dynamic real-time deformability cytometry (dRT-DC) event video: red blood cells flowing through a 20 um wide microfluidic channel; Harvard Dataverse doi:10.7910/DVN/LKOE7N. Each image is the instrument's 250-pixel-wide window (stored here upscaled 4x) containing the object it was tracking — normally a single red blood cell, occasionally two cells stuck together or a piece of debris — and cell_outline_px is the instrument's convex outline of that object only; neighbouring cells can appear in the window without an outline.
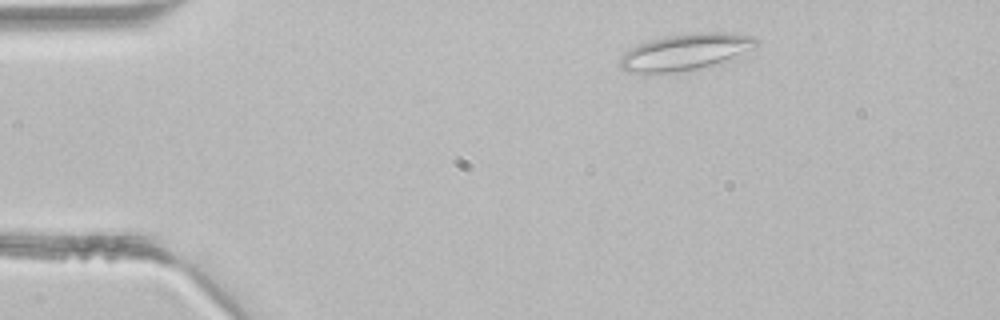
{"species": "common noctule bat (a hibernating species)", "species_latin": "Nyctalus noctula", "temperature_condition": "room temperature", "stored_images_in_passage": 1, "camera_frame_rate_fps": 3000, "um_per_image_px": 0.085, "animal": {"sex": "male", "body_mass_g": 21.5, "forearm_length_mm": 52.0}, "frame": {"image": 1, "passage_image": 1, "time_ms": 0.0, "image_size_px": [1000, 320], "cell_outline_px": [[760, 44], [724, 64], [676, 72], [648, 76], [640, 76], [628, 72], [620, 68], [620, 56], [624, 52], [640, 44], [652, 40], [668, 36], [696, 32], [724, 32], [756, 36], [760, 40]], "centroid_in_image_um": [58.28, 4.46], "position_along_channel_um": 26.7, "area_um2": 30.0}}